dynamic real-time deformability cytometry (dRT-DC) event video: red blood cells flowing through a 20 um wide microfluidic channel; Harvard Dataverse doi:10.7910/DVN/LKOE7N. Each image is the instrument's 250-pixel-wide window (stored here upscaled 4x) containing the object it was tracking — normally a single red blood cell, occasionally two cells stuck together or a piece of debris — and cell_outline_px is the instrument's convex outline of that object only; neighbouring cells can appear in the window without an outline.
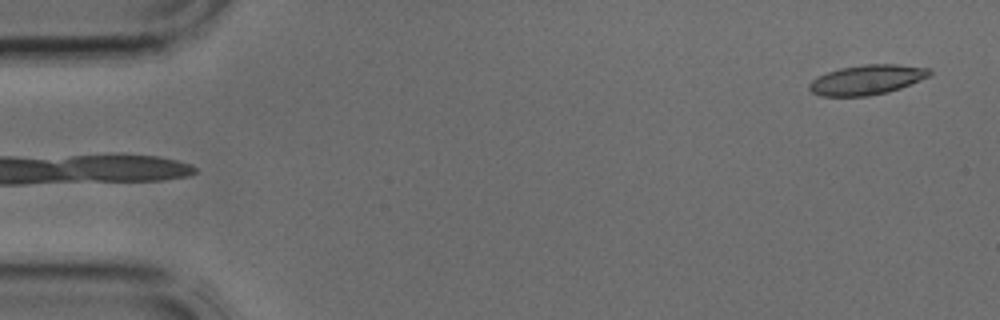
{"species": "common noctule bat (a hibernating species)", "species_latin": "Nyctalus noctula", "temperature_condition": "cold", "stored_images_in_passage": 4, "segment_of_instrument_passage": [2, 2], "camera_frame_rate_fps": 3000, "um_per_image_px": 0.085, "animal": {"sex": "male", "body_mass_g": 17.9, "forearm_length_mm": 54.2}, "frame": {"image": 1, "passage_image": 4, "time_ms": 1.0, "image_size_px": [1000, 320], "cell_outline_px": [[932, 76], [900, 88], [888, 92], [868, 96], [820, 96], [812, 92], [808, 88], [808, 84], [812, 80], [828, 72], [840, 68], [864, 64], [896, 64], [932, 68]], "centroid_in_image_um": [73.74, 6.78], "position_along_channel_um": 11.3, "area_um2": 21.04}}